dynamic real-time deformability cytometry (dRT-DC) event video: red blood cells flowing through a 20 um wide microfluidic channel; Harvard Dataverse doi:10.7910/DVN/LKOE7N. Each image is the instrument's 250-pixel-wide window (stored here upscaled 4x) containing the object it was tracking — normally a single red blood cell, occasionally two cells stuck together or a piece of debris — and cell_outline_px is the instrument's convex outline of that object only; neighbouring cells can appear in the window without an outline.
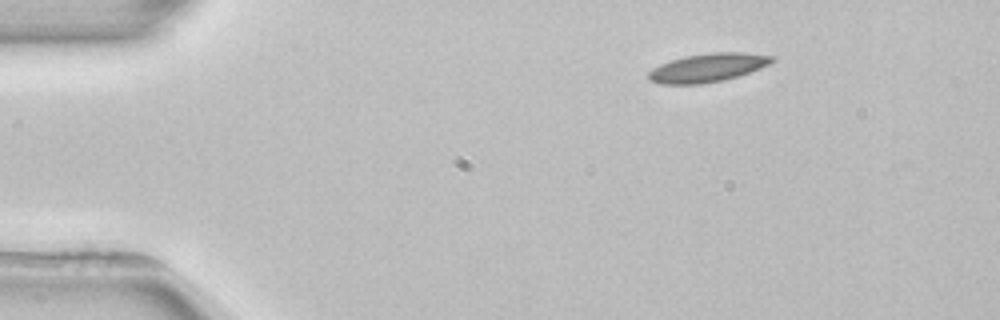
{"species": "common noctule bat (a hibernating species)", "species_latin": "Nyctalus noctula", "temperature_condition": "room temperature", "stored_images_in_passage": 5, "segment_of_instrument_passage": [2, 2], "camera_frame_rate_fps": 3000, "um_per_image_px": 0.085, "animal": {"sex": "female", "body_mass_g": 22.7, "forearm_length_mm": 54.2}, "frame": {"image": 1, "passage_image": 5, "time_ms": 6.667, "image_size_px": [1000, 320], "cell_outline_px": [[776, 60], [760, 68], [724, 80], [700, 84], [660, 84], [648, 80], [648, 72], [652, 68], [660, 64], [684, 56], [708, 52], [744, 52], [776, 56]], "centroid_in_image_um": [60.15, 5.74], "position_along_channel_um": 24.9, "area_um2": 20.63}}